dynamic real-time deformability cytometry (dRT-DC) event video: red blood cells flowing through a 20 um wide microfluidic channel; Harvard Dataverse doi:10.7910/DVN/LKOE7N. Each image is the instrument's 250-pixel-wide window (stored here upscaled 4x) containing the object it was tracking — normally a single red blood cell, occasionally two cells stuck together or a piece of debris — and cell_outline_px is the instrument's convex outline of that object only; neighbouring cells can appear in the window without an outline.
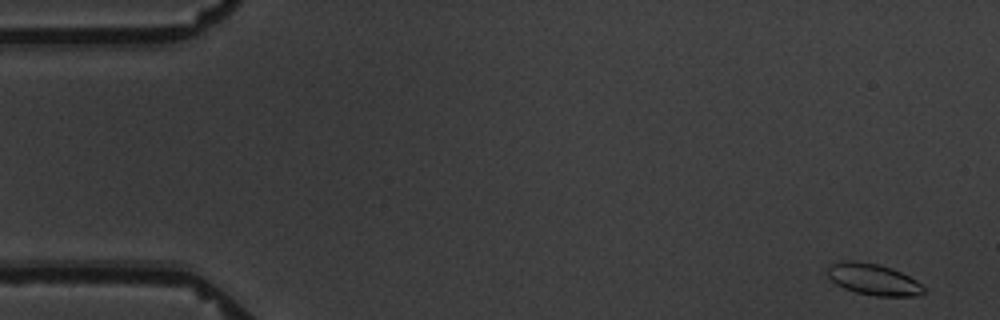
{"species": "common noctule bat (a hibernating species)", "species_latin": "Nyctalus noctula", "temperature_condition": "warm", "stored_images_in_passage": 25, "camera_frame_rate_fps": 3000, "um_per_image_px": 0.085, "animal": {"sex": "male", "body_mass_g": 19.5, "forearm_length_mm": 54.6}, "frame": {"image": 1, "passage_image": 1, "time_ms": 0.0, "image_size_px": [1000, 320], "cell_outline_px": [[924, 292], [916, 296], [876, 296], [856, 292], [844, 288], [836, 284], [824, 272], [832, 264], [840, 260], [852, 260], [876, 264], [892, 268], [916, 280], [924, 288]], "centroid_in_image_um": [74.19, 23.74], "position_along_channel_um": 10.8, "area_um2": 17.51}}
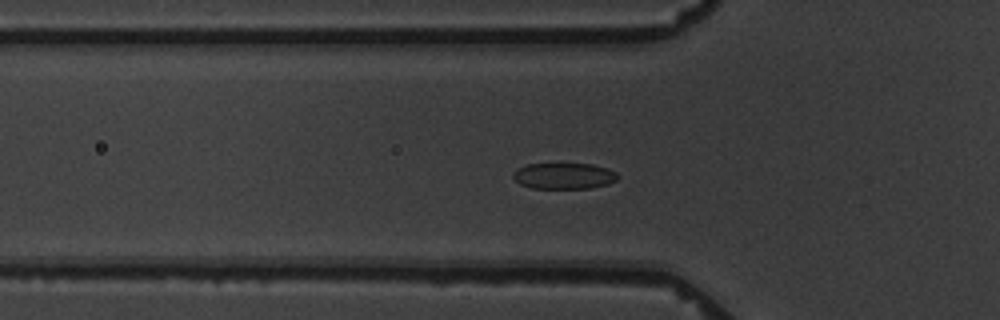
{"frame": {"image": 2, "passage_image": 18, "time_ms": 5.667, "image_size_px": [1000, 320], "cell_outline_px": [[620, 176], [616, 180], [608, 184], [588, 188], [532, 188], [520, 184], [512, 176], [512, 172], [516, 168], [528, 164], [592, 164], [608, 168], [616, 172]], "centroid_in_image_um": [47.93, 14.95], "position_along_channel_um": 77.9, "area_um2": 15.95}}
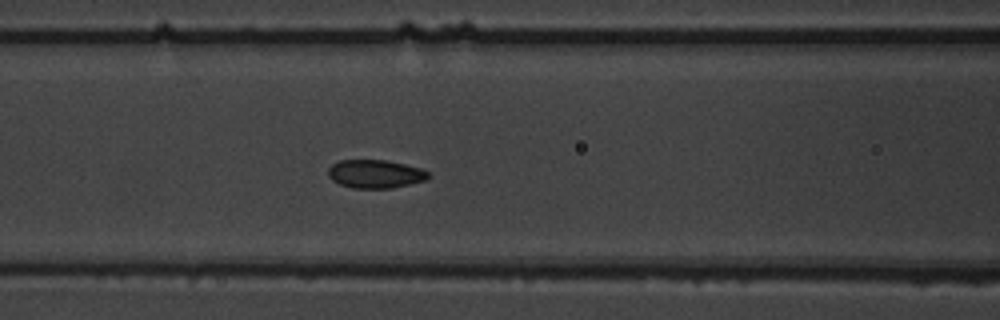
{"frame": {"image": 3, "passage_image": 23, "time_ms": 7.333, "image_size_px": [1000, 320], "cell_outline_px": [[432, 176], [424, 180], [392, 188], [352, 188], [340, 184], [332, 180], [328, 176], [328, 168], [332, 164], [340, 160], [388, 160], [420, 168], [428, 172]], "centroid_in_image_um": [31.88, 14.78], "position_along_channel_um": 134.7, "area_um2": 16.53}}